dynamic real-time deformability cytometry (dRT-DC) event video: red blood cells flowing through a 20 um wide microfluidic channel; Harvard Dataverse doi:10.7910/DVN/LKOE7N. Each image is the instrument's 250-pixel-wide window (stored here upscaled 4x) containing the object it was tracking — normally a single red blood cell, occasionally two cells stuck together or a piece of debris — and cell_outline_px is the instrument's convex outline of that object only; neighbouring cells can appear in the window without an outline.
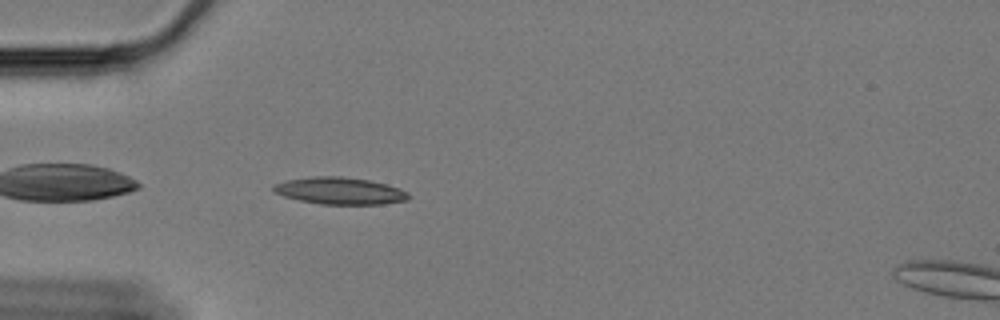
{"species": "Egyptian fruit bat (a non-hibernating species)", "species_latin": "Rousettus aegyptiacus", "temperature_condition": "cold", "stored_images_in_passage": 39, "camera_frame_rate_fps": 3000, "um_per_image_px": 0.085, "animal": {"sex": "female"}, "frame": {"image": 1, "passage_image": 1, "time_ms": 0.0, "image_size_px": [1000, 320], "cell_outline_px": [[408, 200], [384, 204], [320, 204], [300, 200], [284, 196], [272, 192], [272, 188], [276, 184], [284, 180], [312, 176], [340, 176], [368, 180], [400, 188], [408, 192]], "centroid_in_image_um": [28.86, 16.22], "position_along_channel_um": 56.1, "area_um2": 21.21}}
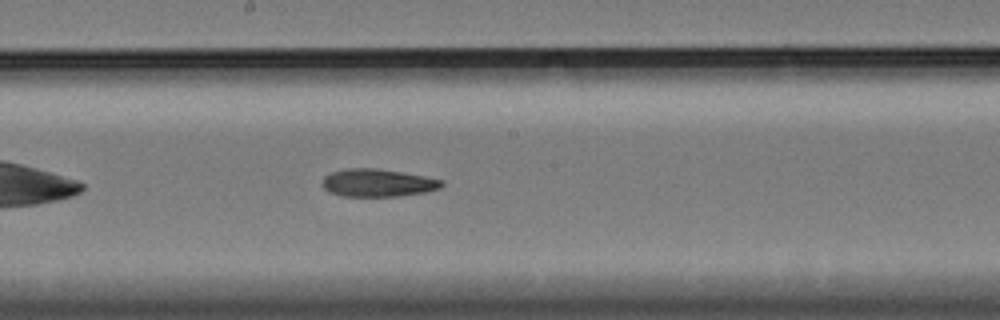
{"frame": {"image": 2, "passage_image": 16, "time_ms": 5.0, "image_size_px": [1000, 320], "cell_outline_px": [[444, 184], [440, 188], [424, 192], [396, 196], [344, 196], [328, 192], [320, 184], [324, 176], [332, 172], [348, 168], [376, 168], [424, 176], [444, 180]], "centroid_in_image_um": [32.07, 15.54], "position_along_channel_um": 216.1, "area_um2": 19.25}}
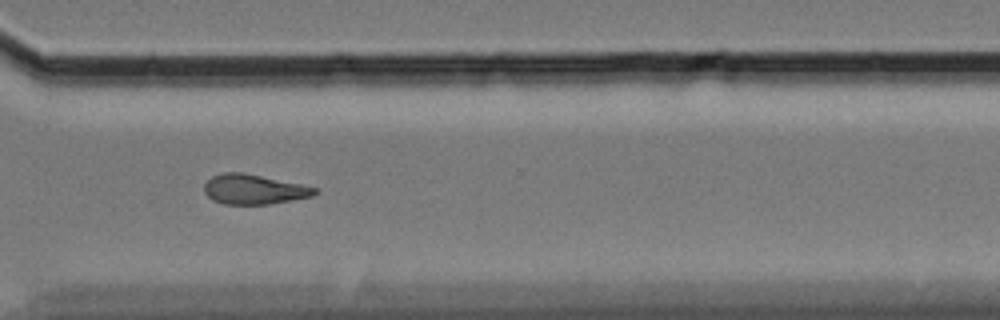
{"frame": {"image": 3, "passage_image": 28, "time_ms": 9.0, "image_size_px": [1000, 320], "cell_outline_px": [[320, 192], [312, 196], [292, 200], [268, 204], [224, 204], [212, 200], [204, 192], [204, 184], [212, 176], [224, 172], [240, 172], [304, 184], [316, 188]], "centroid_in_image_um": [21.59, 16.09], "position_along_channel_um": 349.0, "area_um2": 19.25}, "authors_computed_cell_mechanics": {"area_um2": 19.8254, "velocity_mm_per_s": 3.3298, "shape_relaxation_time_tau1_ms": null, "shape_relaxation_time_tau2_ms": 11.3463, "deformation_change_tau1": null, "deformation_change_tau2": 0.2013}}